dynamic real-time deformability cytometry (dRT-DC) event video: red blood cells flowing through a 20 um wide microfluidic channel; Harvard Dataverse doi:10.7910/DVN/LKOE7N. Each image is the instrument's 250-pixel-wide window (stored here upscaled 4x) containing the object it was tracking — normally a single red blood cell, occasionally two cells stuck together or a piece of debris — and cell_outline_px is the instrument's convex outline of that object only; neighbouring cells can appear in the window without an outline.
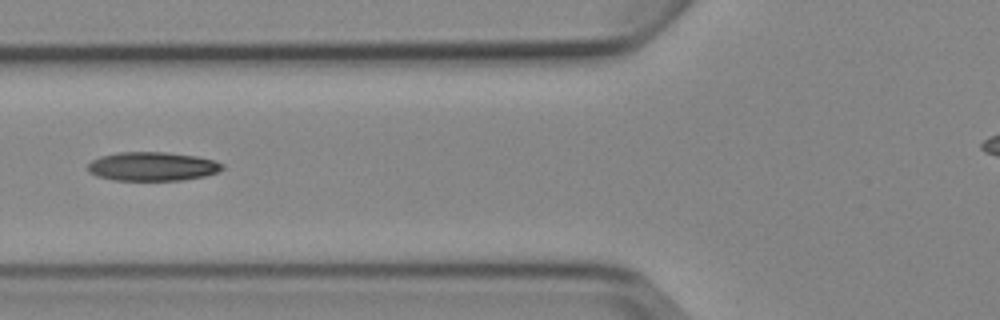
{"species": "Egyptian fruit bat (a non-hibernating species)", "species_latin": "Rousettus aegyptiacus", "temperature_condition": "cold", "stored_images_in_passage": 3, "camera_frame_rate_fps": 3000, "um_per_image_px": 0.085, "animal": {"sex": "female"}, "frame": {"image": 1, "passage_image": 3, "time_ms": 2.0, "image_size_px": [1000, 320], "cell_outline_px": [[224, 168], [216, 172], [204, 176], [184, 180], [112, 180], [96, 176], [88, 172], [88, 164], [92, 160], [100, 156], [116, 152], [168, 152], [196, 156], [212, 160], [224, 164]], "centroid_in_image_um": [12.92, 14.14], "position_along_channel_um": 112.9, "area_um2": 22.72}}